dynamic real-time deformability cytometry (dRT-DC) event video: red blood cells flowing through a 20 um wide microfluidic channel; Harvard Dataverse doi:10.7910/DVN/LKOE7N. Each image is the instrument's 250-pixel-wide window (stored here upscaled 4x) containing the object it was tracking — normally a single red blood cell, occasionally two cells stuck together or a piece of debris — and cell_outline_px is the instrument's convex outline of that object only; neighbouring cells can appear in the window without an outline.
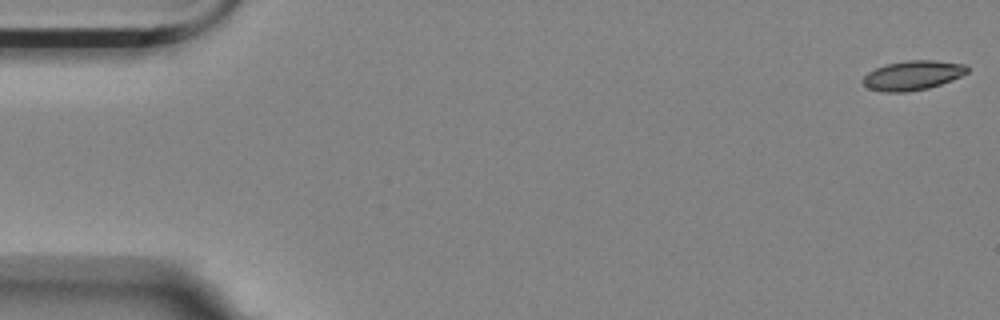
{"species": "Egyptian fruit bat (a non-hibernating species)", "species_latin": "Rousettus aegyptiacus", "temperature_condition": "room temperature", "stored_images_in_passage": 56, "camera_frame_rate_fps": 3000, "um_per_image_px": 0.085, "animal": {"sex": "female"}, "frame": {"image": 1, "passage_image": 1, "time_ms": 0.0, "image_size_px": [1000, 320], "cell_outline_px": [[968, 72], [952, 80], [928, 88], [908, 92], [884, 92], [868, 88], [864, 84], [864, 76], [868, 72], [876, 68], [888, 64], [908, 60], [932, 60], [968, 64]], "centroid_in_image_um": [77.61, 6.4], "position_along_channel_um": 7.4, "area_um2": 17.8}}
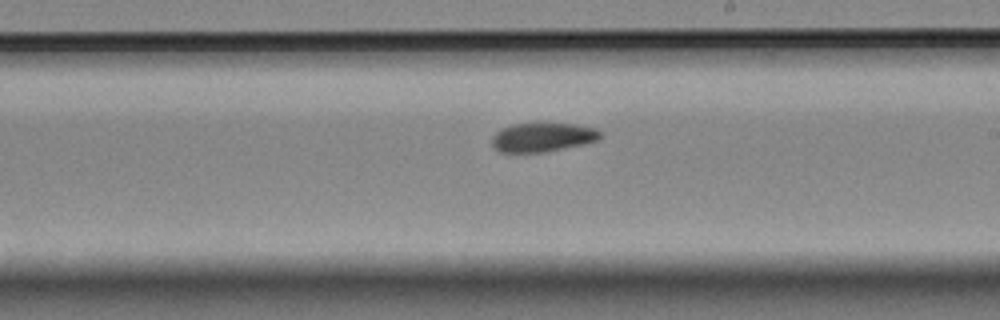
{"frame": {"image": 2, "passage_image": 32, "time_ms": 10.333, "image_size_px": [1000, 320], "cell_outline_px": [[600, 136], [596, 140], [584, 144], [544, 152], [500, 152], [492, 144], [492, 136], [496, 132], [512, 124], [572, 124], [596, 128], [600, 132]], "centroid_in_image_um": [46.11, 11.67], "position_along_channel_um": 242.9, "area_um2": 17.92}}
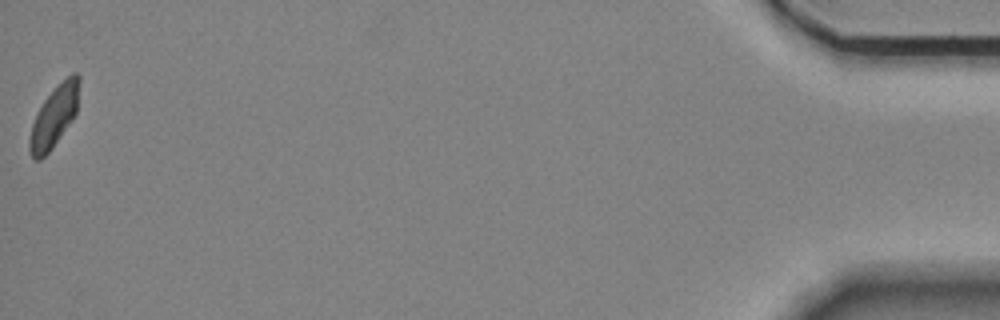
{"frame": {"image": 3, "passage_image": 56, "time_ms": 18.333, "image_size_px": [1000, 320], "cell_outline_px": [[80, 80], [76, 112], [72, 120], [52, 148], [40, 160], [36, 160], [32, 156], [28, 148], [28, 140], [32, 124], [36, 112], [44, 100], [72, 72], [76, 72], [80, 76]], "centroid_in_image_um": [4.59, 9.92], "position_along_channel_um": 430.6, "area_um2": 17.46}, "authors_computed_cell_mechanics": {"area_um2": 18.4093, "velocity_mm_per_s": 3.5325, "shape_relaxation_time_tau1_ms": 6.7603, "shape_relaxation_time_tau2_ms": 6.5413, "deformation_change_tau1": 0.1309, "deformation_change_tau2": 0.1026}}